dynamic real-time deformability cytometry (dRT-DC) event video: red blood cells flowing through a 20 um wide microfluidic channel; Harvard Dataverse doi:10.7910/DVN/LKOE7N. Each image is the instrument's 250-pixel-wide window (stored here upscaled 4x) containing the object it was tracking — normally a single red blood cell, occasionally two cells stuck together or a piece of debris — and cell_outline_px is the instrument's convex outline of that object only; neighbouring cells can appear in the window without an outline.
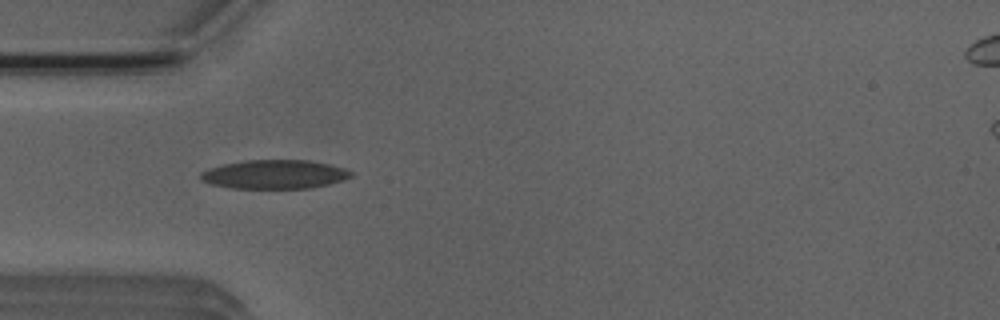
{"species": "Egyptian fruit bat (a non-hibernating species)", "species_latin": "Rousettus aegyptiacus", "temperature_condition": "room temperature", "stored_images_in_passage": 22, "camera_frame_rate_fps": 3000, "um_per_image_px": 0.085, "animal": {"sex": "male"}, "frame": {"image": 1, "passage_image": 1, "time_ms": 0.0, "image_size_px": [1000, 320], "cell_outline_px": [[352, 176], [344, 180], [312, 188], [232, 188], [212, 184], [200, 180], [200, 172], [208, 168], [224, 164], [244, 160], [308, 160], [328, 164], [344, 168], [352, 172]], "centroid_in_image_um": [23.32, 14.82], "position_along_channel_um": 61.7, "area_um2": 25.32}}
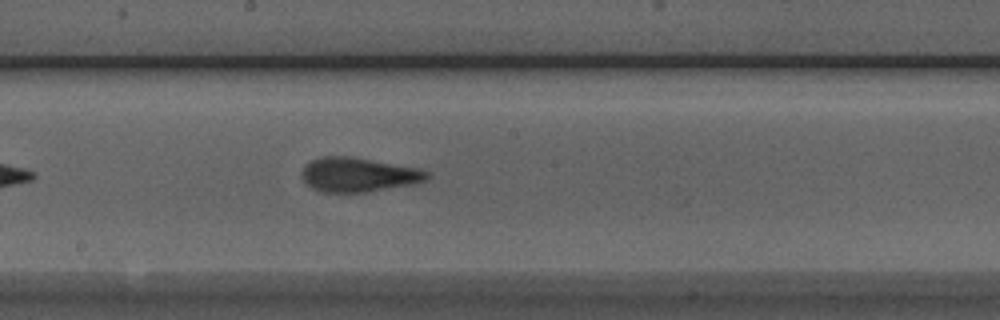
{"frame": {"image": 2, "passage_image": 13, "time_ms": 4.0, "image_size_px": [1000, 320], "cell_outline_px": [[432, 176], [428, 180], [416, 184], [368, 192], [320, 192], [304, 184], [300, 176], [300, 172], [304, 164], [320, 156], [352, 156], [420, 168], [432, 172]], "centroid_in_image_um": [30.48, 14.85], "position_along_channel_um": 217.7, "area_um2": 25.89}}
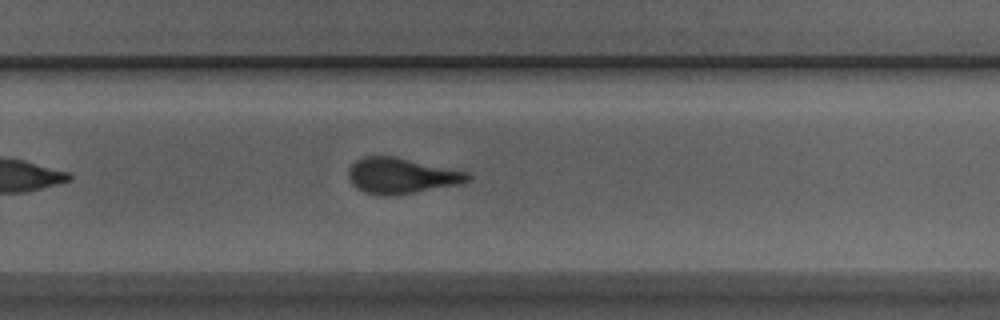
{"frame": {"image": 3, "passage_image": 19, "time_ms": 6.0, "image_size_px": [1000, 320], "cell_outline_px": [[472, 176], [464, 184], [392, 196], [380, 196], [364, 192], [356, 188], [352, 184], [348, 176], [348, 172], [352, 164], [356, 160], [364, 156], [392, 156], [468, 172]], "centroid_in_image_um": [34.12, 14.96], "position_along_channel_um": 295.7, "area_um2": 24.91}}